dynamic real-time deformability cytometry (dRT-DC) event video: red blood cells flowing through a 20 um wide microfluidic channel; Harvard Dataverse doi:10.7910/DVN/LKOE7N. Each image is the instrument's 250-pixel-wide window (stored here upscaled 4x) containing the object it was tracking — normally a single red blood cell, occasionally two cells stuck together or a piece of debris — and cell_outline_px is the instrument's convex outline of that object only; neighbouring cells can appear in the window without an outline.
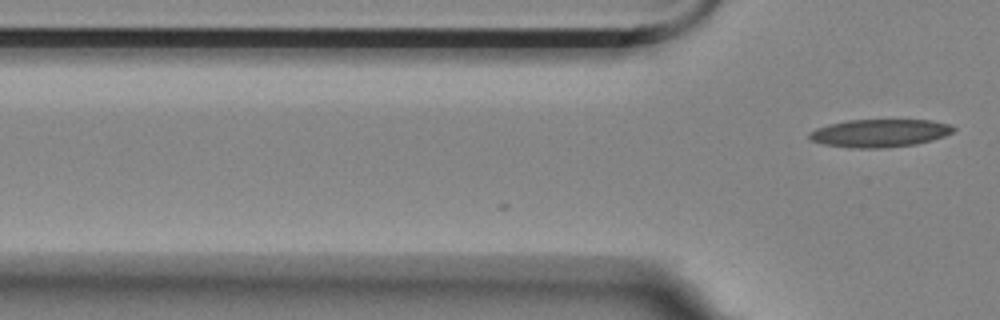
{"species": "Egyptian fruit bat (a non-hibernating species)", "species_latin": "Rousettus aegyptiacus", "temperature_condition": "room temperature", "stored_images_in_passage": 3, "camera_frame_rate_fps": 3000, "um_per_image_px": 0.085, "animal": {"sex": "female"}, "frame": {"image": 1, "passage_image": 3, "time_ms": 0.667, "image_size_px": [1000, 320], "cell_outline_px": [[956, 128], [952, 132], [944, 136], [932, 140], [916, 144], [884, 148], [848, 148], [824, 144], [808, 140], [808, 132], [816, 128], [828, 124], [848, 120], [932, 120], [952, 124]], "centroid_in_image_um": [74.75, 11.31], "position_along_channel_um": 51.1, "area_um2": 23.7}}